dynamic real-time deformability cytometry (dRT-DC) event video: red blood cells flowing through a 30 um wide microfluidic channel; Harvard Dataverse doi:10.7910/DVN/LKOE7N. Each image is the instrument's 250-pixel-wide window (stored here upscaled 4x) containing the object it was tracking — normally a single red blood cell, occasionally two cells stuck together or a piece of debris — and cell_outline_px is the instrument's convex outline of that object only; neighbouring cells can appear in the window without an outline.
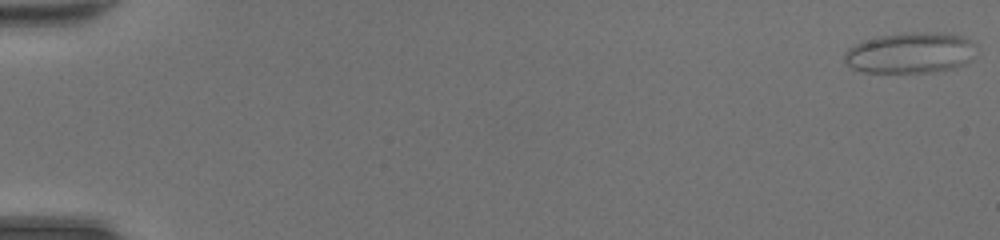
{"species": "common noctule bat (a hibernating species)", "species_latin": "Nyctalus noctula", "temperature_condition": "room temperature", "stored_images_in_passage": 48, "camera_frame_rate_fps": 3000, "um_per_image_px": 0.085, "animal": {"sex": "female", "body_mass_g": 20.0, "forearm_length_mm": 54.0}, "frame": {"image": 1, "passage_image": 1, "time_ms": 0.0, "image_size_px": [1000, 240], "cell_outline_px": [[976, 44], [972, 60], [956, 68], [936, 72], [864, 72], [852, 68], [844, 60], [844, 52], [848, 48], [864, 40], [876, 36], [900, 32], [944, 32], [964, 36]], "centroid_in_image_um": [77.41, 4.47], "position_along_channel_um": 7.6, "area_um2": 31.96}}
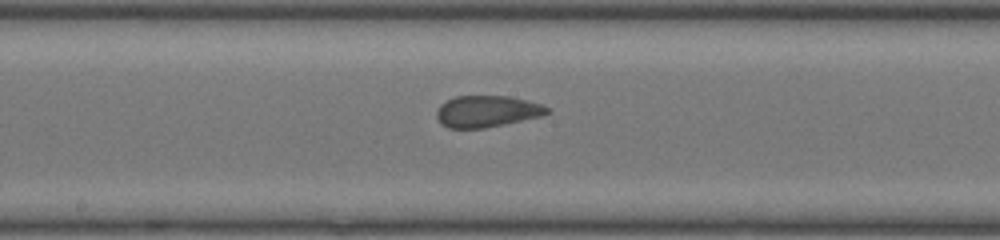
{"frame": {"image": 2, "passage_image": 27, "time_ms": 8.667, "image_size_px": [1000, 240], "cell_outline_px": [[548, 112], [544, 116], [484, 128], [448, 128], [440, 124], [436, 120], [436, 108], [440, 104], [456, 96], [508, 96], [540, 104], [548, 108]], "centroid_in_image_um": [41.33, 9.47], "position_along_channel_um": 206.9, "area_um2": 20.35}}
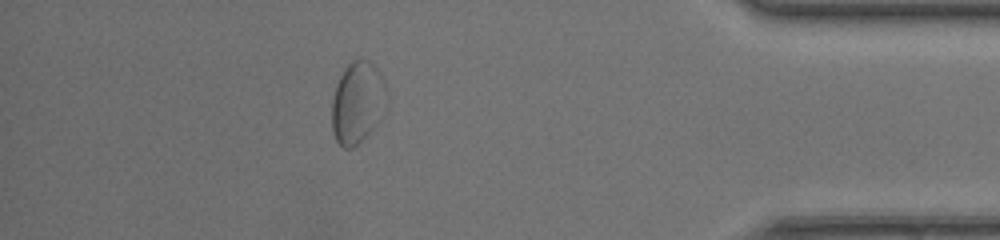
{"frame": {"image": 3, "passage_image": 43, "time_ms": 14.0, "image_size_px": [1000, 240], "cell_outline_px": [[388, 104], [384, 116], [352, 148], [344, 148], [336, 140], [332, 128], [332, 100], [336, 84], [344, 68], [352, 60], [368, 60], [376, 68], [380, 76]], "centroid_in_image_um": [30.38, 8.72], "position_along_channel_um": 404.8, "area_um2": 25.78}}